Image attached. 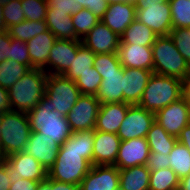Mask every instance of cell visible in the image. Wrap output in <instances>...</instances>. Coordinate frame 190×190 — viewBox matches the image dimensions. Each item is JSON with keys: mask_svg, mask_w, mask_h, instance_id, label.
<instances>
[{"mask_svg": "<svg viewBox=\"0 0 190 190\" xmlns=\"http://www.w3.org/2000/svg\"><path fill=\"white\" fill-rule=\"evenodd\" d=\"M94 133L95 129L73 132L59 147L48 178L80 185L93 165Z\"/></svg>", "mask_w": 190, "mask_h": 190, "instance_id": "1", "label": "cell"}, {"mask_svg": "<svg viewBox=\"0 0 190 190\" xmlns=\"http://www.w3.org/2000/svg\"><path fill=\"white\" fill-rule=\"evenodd\" d=\"M185 86L179 78L153 73L137 105L155 114L182 98Z\"/></svg>", "mask_w": 190, "mask_h": 190, "instance_id": "2", "label": "cell"}, {"mask_svg": "<svg viewBox=\"0 0 190 190\" xmlns=\"http://www.w3.org/2000/svg\"><path fill=\"white\" fill-rule=\"evenodd\" d=\"M48 74L42 69H31L8 89L11 109L28 113L45 94Z\"/></svg>", "mask_w": 190, "mask_h": 190, "instance_id": "3", "label": "cell"}, {"mask_svg": "<svg viewBox=\"0 0 190 190\" xmlns=\"http://www.w3.org/2000/svg\"><path fill=\"white\" fill-rule=\"evenodd\" d=\"M31 131H38L61 146L73 133L66 119L52 110L50 100L44 95L38 105L27 113Z\"/></svg>", "mask_w": 190, "mask_h": 190, "instance_id": "4", "label": "cell"}, {"mask_svg": "<svg viewBox=\"0 0 190 190\" xmlns=\"http://www.w3.org/2000/svg\"><path fill=\"white\" fill-rule=\"evenodd\" d=\"M153 73L176 77L187 83L188 63L178 52L170 35L158 36L152 45Z\"/></svg>", "mask_w": 190, "mask_h": 190, "instance_id": "5", "label": "cell"}, {"mask_svg": "<svg viewBox=\"0 0 190 190\" xmlns=\"http://www.w3.org/2000/svg\"><path fill=\"white\" fill-rule=\"evenodd\" d=\"M31 134L27 113L7 111L3 113L0 148L5 157L24 151Z\"/></svg>", "mask_w": 190, "mask_h": 190, "instance_id": "6", "label": "cell"}, {"mask_svg": "<svg viewBox=\"0 0 190 190\" xmlns=\"http://www.w3.org/2000/svg\"><path fill=\"white\" fill-rule=\"evenodd\" d=\"M44 95L50 100L52 110L66 117L81 93L75 81L63 75L48 74Z\"/></svg>", "mask_w": 190, "mask_h": 190, "instance_id": "7", "label": "cell"}, {"mask_svg": "<svg viewBox=\"0 0 190 190\" xmlns=\"http://www.w3.org/2000/svg\"><path fill=\"white\" fill-rule=\"evenodd\" d=\"M100 105L95 95L81 94L66 116L71 130L76 132L95 129Z\"/></svg>", "mask_w": 190, "mask_h": 190, "instance_id": "8", "label": "cell"}, {"mask_svg": "<svg viewBox=\"0 0 190 190\" xmlns=\"http://www.w3.org/2000/svg\"><path fill=\"white\" fill-rule=\"evenodd\" d=\"M155 122V114L135 104L128 107L125 119L117 132L121 141L134 138H146L148 131Z\"/></svg>", "mask_w": 190, "mask_h": 190, "instance_id": "9", "label": "cell"}, {"mask_svg": "<svg viewBox=\"0 0 190 190\" xmlns=\"http://www.w3.org/2000/svg\"><path fill=\"white\" fill-rule=\"evenodd\" d=\"M11 183L22 179L42 181L48 177V171L31 155L22 151L6 157Z\"/></svg>", "mask_w": 190, "mask_h": 190, "instance_id": "10", "label": "cell"}, {"mask_svg": "<svg viewBox=\"0 0 190 190\" xmlns=\"http://www.w3.org/2000/svg\"><path fill=\"white\" fill-rule=\"evenodd\" d=\"M155 121L170 135L178 137L190 124L188 105L184 97L155 113Z\"/></svg>", "mask_w": 190, "mask_h": 190, "instance_id": "11", "label": "cell"}, {"mask_svg": "<svg viewBox=\"0 0 190 190\" xmlns=\"http://www.w3.org/2000/svg\"><path fill=\"white\" fill-rule=\"evenodd\" d=\"M81 40L56 39L48 56L47 74L62 75L76 58Z\"/></svg>", "mask_w": 190, "mask_h": 190, "instance_id": "12", "label": "cell"}, {"mask_svg": "<svg viewBox=\"0 0 190 190\" xmlns=\"http://www.w3.org/2000/svg\"><path fill=\"white\" fill-rule=\"evenodd\" d=\"M150 149L146 138H134L121 141L116 157V166L119 170L146 165Z\"/></svg>", "mask_w": 190, "mask_h": 190, "instance_id": "13", "label": "cell"}, {"mask_svg": "<svg viewBox=\"0 0 190 190\" xmlns=\"http://www.w3.org/2000/svg\"><path fill=\"white\" fill-rule=\"evenodd\" d=\"M119 169L114 165H92L80 183V190H118Z\"/></svg>", "mask_w": 190, "mask_h": 190, "instance_id": "14", "label": "cell"}, {"mask_svg": "<svg viewBox=\"0 0 190 190\" xmlns=\"http://www.w3.org/2000/svg\"><path fill=\"white\" fill-rule=\"evenodd\" d=\"M136 19L154 31L157 36L169 35L172 30L169 1L160 6H145V9H136Z\"/></svg>", "mask_w": 190, "mask_h": 190, "instance_id": "15", "label": "cell"}, {"mask_svg": "<svg viewBox=\"0 0 190 190\" xmlns=\"http://www.w3.org/2000/svg\"><path fill=\"white\" fill-rule=\"evenodd\" d=\"M81 41L95 54H110L117 53L120 36L109 29L102 21H99Z\"/></svg>", "mask_w": 190, "mask_h": 190, "instance_id": "16", "label": "cell"}, {"mask_svg": "<svg viewBox=\"0 0 190 190\" xmlns=\"http://www.w3.org/2000/svg\"><path fill=\"white\" fill-rule=\"evenodd\" d=\"M59 145L38 131H31L24 152L33 156L47 171L55 163Z\"/></svg>", "mask_w": 190, "mask_h": 190, "instance_id": "17", "label": "cell"}, {"mask_svg": "<svg viewBox=\"0 0 190 190\" xmlns=\"http://www.w3.org/2000/svg\"><path fill=\"white\" fill-rule=\"evenodd\" d=\"M152 74L145 69L123 67V102L138 104Z\"/></svg>", "mask_w": 190, "mask_h": 190, "instance_id": "18", "label": "cell"}, {"mask_svg": "<svg viewBox=\"0 0 190 190\" xmlns=\"http://www.w3.org/2000/svg\"><path fill=\"white\" fill-rule=\"evenodd\" d=\"M136 19L134 2L112 3L108 5L101 21L118 36Z\"/></svg>", "mask_w": 190, "mask_h": 190, "instance_id": "19", "label": "cell"}, {"mask_svg": "<svg viewBox=\"0 0 190 190\" xmlns=\"http://www.w3.org/2000/svg\"><path fill=\"white\" fill-rule=\"evenodd\" d=\"M120 143L117 134L95 130L93 165H114Z\"/></svg>", "mask_w": 190, "mask_h": 190, "instance_id": "20", "label": "cell"}, {"mask_svg": "<svg viewBox=\"0 0 190 190\" xmlns=\"http://www.w3.org/2000/svg\"><path fill=\"white\" fill-rule=\"evenodd\" d=\"M117 54L123 67L140 68L153 72L152 46L120 44Z\"/></svg>", "mask_w": 190, "mask_h": 190, "instance_id": "21", "label": "cell"}, {"mask_svg": "<svg viewBox=\"0 0 190 190\" xmlns=\"http://www.w3.org/2000/svg\"><path fill=\"white\" fill-rule=\"evenodd\" d=\"M130 105L124 102L101 104L95 130L117 134Z\"/></svg>", "mask_w": 190, "mask_h": 190, "instance_id": "22", "label": "cell"}, {"mask_svg": "<svg viewBox=\"0 0 190 190\" xmlns=\"http://www.w3.org/2000/svg\"><path fill=\"white\" fill-rule=\"evenodd\" d=\"M55 41L56 37L47 30L26 42L32 69H42L47 73L48 56Z\"/></svg>", "mask_w": 190, "mask_h": 190, "instance_id": "23", "label": "cell"}, {"mask_svg": "<svg viewBox=\"0 0 190 190\" xmlns=\"http://www.w3.org/2000/svg\"><path fill=\"white\" fill-rule=\"evenodd\" d=\"M123 67L118 72L103 74L96 99L101 103L123 102Z\"/></svg>", "mask_w": 190, "mask_h": 190, "instance_id": "24", "label": "cell"}, {"mask_svg": "<svg viewBox=\"0 0 190 190\" xmlns=\"http://www.w3.org/2000/svg\"><path fill=\"white\" fill-rule=\"evenodd\" d=\"M150 170L146 165L119 170L120 190H149Z\"/></svg>", "mask_w": 190, "mask_h": 190, "instance_id": "25", "label": "cell"}, {"mask_svg": "<svg viewBox=\"0 0 190 190\" xmlns=\"http://www.w3.org/2000/svg\"><path fill=\"white\" fill-rule=\"evenodd\" d=\"M45 22L48 30L56 37V39L77 40L71 15L52 12L50 9H47Z\"/></svg>", "mask_w": 190, "mask_h": 190, "instance_id": "26", "label": "cell"}, {"mask_svg": "<svg viewBox=\"0 0 190 190\" xmlns=\"http://www.w3.org/2000/svg\"><path fill=\"white\" fill-rule=\"evenodd\" d=\"M157 37L154 31L135 19L120 36V44L152 46Z\"/></svg>", "mask_w": 190, "mask_h": 190, "instance_id": "27", "label": "cell"}, {"mask_svg": "<svg viewBox=\"0 0 190 190\" xmlns=\"http://www.w3.org/2000/svg\"><path fill=\"white\" fill-rule=\"evenodd\" d=\"M150 152L169 155L174 148L177 137L168 134L156 121L146 136Z\"/></svg>", "mask_w": 190, "mask_h": 190, "instance_id": "28", "label": "cell"}, {"mask_svg": "<svg viewBox=\"0 0 190 190\" xmlns=\"http://www.w3.org/2000/svg\"><path fill=\"white\" fill-rule=\"evenodd\" d=\"M95 56L96 54L91 49L81 43L77 48L76 58L73 59L70 67L62 75L72 81L77 80L82 73L94 66Z\"/></svg>", "mask_w": 190, "mask_h": 190, "instance_id": "29", "label": "cell"}, {"mask_svg": "<svg viewBox=\"0 0 190 190\" xmlns=\"http://www.w3.org/2000/svg\"><path fill=\"white\" fill-rule=\"evenodd\" d=\"M48 27L45 21L24 20L19 24L7 28L9 36L13 39H19L27 42L35 36L47 31Z\"/></svg>", "mask_w": 190, "mask_h": 190, "instance_id": "30", "label": "cell"}, {"mask_svg": "<svg viewBox=\"0 0 190 190\" xmlns=\"http://www.w3.org/2000/svg\"><path fill=\"white\" fill-rule=\"evenodd\" d=\"M30 70L29 66L6 59L0 65V86L8 90Z\"/></svg>", "mask_w": 190, "mask_h": 190, "instance_id": "31", "label": "cell"}, {"mask_svg": "<svg viewBox=\"0 0 190 190\" xmlns=\"http://www.w3.org/2000/svg\"><path fill=\"white\" fill-rule=\"evenodd\" d=\"M169 159L170 168L180 180L190 174V152L179 141L176 142L171 150Z\"/></svg>", "mask_w": 190, "mask_h": 190, "instance_id": "32", "label": "cell"}, {"mask_svg": "<svg viewBox=\"0 0 190 190\" xmlns=\"http://www.w3.org/2000/svg\"><path fill=\"white\" fill-rule=\"evenodd\" d=\"M180 179L169 167L150 172L149 190H178Z\"/></svg>", "mask_w": 190, "mask_h": 190, "instance_id": "33", "label": "cell"}, {"mask_svg": "<svg viewBox=\"0 0 190 190\" xmlns=\"http://www.w3.org/2000/svg\"><path fill=\"white\" fill-rule=\"evenodd\" d=\"M71 20L77 35V40L85 38L88 32L101 21L88 9H81L77 13L71 15Z\"/></svg>", "mask_w": 190, "mask_h": 190, "instance_id": "34", "label": "cell"}, {"mask_svg": "<svg viewBox=\"0 0 190 190\" xmlns=\"http://www.w3.org/2000/svg\"><path fill=\"white\" fill-rule=\"evenodd\" d=\"M172 29L190 28V0H169Z\"/></svg>", "mask_w": 190, "mask_h": 190, "instance_id": "35", "label": "cell"}, {"mask_svg": "<svg viewBox=\"0 0 190 190\" xmlns=\"http://www.w3.org/2000/svg\"><path fill=\"white\" fill-rule=\"evenodd\" d=\"M102 82V77L94 68H90V70L82 73L81 76L77 80H75V84L80 90L81 94L87 95H96L100 84Z\"/></svg>", "mask_w": 190, "mask_h": 190, "instance_id": "36", "label": "cell"}, {"mask_svg": "<svg viewBox=\"0 0 190 190\" xmlns=\"http://www.w3.org/2000/svg\"><path fill=\"white\" fill-rule=\"evenodd\" d=\"M21 4L26 20L45 21L48 9L46 0H21Z\"/></svg>", "mask_w": 190, "mask_h": 190, "instance_id": "37", "label": "cell"}, {"mask_svg": "<svg viewBox=\"0 0 190 190\" xmlns=\"http://www.w3.org/2000/svg\"><path fill=\"white\" fill-rule=\"evenodd\" d=\"M117 53L96 54L94 58V68L103 78V74L118 72L122 68Z\"/></svg>", "mask_w": 190, "mask_h": 190, "instance_id": "38", "label": "cell"}, {"mask_svg": "<svg viewBox=\"0 0 190 190\" xmlns=\"http://www.w3.org/2000/svg\"><path fill=\"white\" fill-rule=\"evenodd\" d=\"M3 18L6 28L26 20L22 10L21 0H4Z\"/></svg>", "mask_w": 190, "mask_h": 190, "instance_id": "39", "label": "cell"}, {"mask_svg": "<svg viewBox=\"0 0 190 190\" xmlns=\"http://www.w3.org/2000/svg\"><path fill=\"white\" fill-rule=\"evenodd\" d=\"M178 52L190 63V28H175L169 33Z\"/></svg>", "mask_w": 190, "mask_h": 190, "instance_id": "40", "label": "cell"}, {"mask_svg": "<svg viewBox=\"0 0 190 190\" xmlns=\"http://www.w3.org/2000/svg\"><path fill=\"white\" fill-rule=\"evenodd\" d=\"M9 51V59L29 66L32 69L27 43L19 39L11 38V46Z\"/></svg>", "mask_w": 190, "mask_h": 190, "instance_id": "41", "label": "cell"}, {"mask_svg": "<svg viewBox=\"0 0 190 190\" xmlns=\"http://www.w3.org/2000/svg\"><path fill=\"white\" fill-rule=\"evenodd\" d=\"M77 3V8L88 9L90 10L97 18L100 20L103 18L104 13L108 9V1L107 0H75Z\"/></svg>", "mask_w": 190, "mask_h": 190, "instance_id": "42", "label": "cell"}, {"mask_svg": "<svg viewBox=\"0 0 190 190\" xmlns=\"http://www.w3.org/2000/svg\"><path fill=\"white\" fill-rule=\"evenodd\" d=\"M47 7L52 12L73 15L80 11L75 0H46Z\"/></svg>", "mask_w": 190, "mask_h": 190, "instance_id": "43", "label": "cell"}, {"mask_svg": "<svg viewBox=\"0 0 190 190\" xmlns=\"http://www.w3.org/2000/svg\"><path fill=\"white\" fill-rule=\"evenodd\" d=\"M169 160V155L150 152L146 166L150 171L166 169L170 167Z\"/></svg>", "mask_w": 190, "mask_h": 190, "instance_id": "44", "label": "cell"}, {"mask_svg": "<svg viewBox=\"0 0 190 190\" xmlns=\"http://www.w3.org/2000/svg\"><path fill=\"white\" fill-rule=\"evenodd\" d=\"M11 46V37L8 31L0 32V63L9 59V51Z\"/></svg>", "mask_w": 190, "mask_h": 190, "instance_id": "45", "label": "cell"}, {"mask_svg": "<svg viewBox=\"0 0 190 190\" xmlns=\"http://www.w3.org/2000/svg\"><path fill=\"white\" fill-rule=\"evenodd\" d=\"M39 181H33L30 179L18 180L15 183H11L9 190H36Z\"/></svg>", "mask_w": 190, "mask_h": 190, "instance_id": "46", "label": "cell"}, {"mask_svg": "<svg viewBox=\"0 0 190 190\" xmlns=\"http://www.w3.org/2000/svg\"><path fill=\"white\" fill-rule=\"evenodd\" d=\"M11 180L5 163L0 166V190H9Z\"/></svg>", "mask_w": 190, "mask_h": 190, "instance_id": "47", "label": "cell"}, {"mask_svg": "<svg viewBox=\"0 0 190 190\" xmlns=\"http://www.w3.org/2000/svg\"><path fill=\"white\" fill-rule=\"evenodd\" d=\"M11 110L8 90L0 86V112L5 113Z\"/></svg>", "mask_w": 190, "mask_h": 190, "instance_id": "48", "label": "cell"}, {"mask_svg": "<svg viewBox=\"0 0 190 190\" xmlns=\"http://www.w3.org/2000/svg\"><path fill=\"white\" fill-rule=\"evenodd\" d=\"M51 190H80V185L59 182L51 179Z\"/></svg>", "mask_w": 190, "mask_h": 190, "instance_id": "49", "label": "cell"}, {"mask_svg": "<svg viewBox=\"0 0 190 190\" xmlns=\"http://www.w3.org/2000/svg\"><path fill=\"white\" fill-rule=\"evenodd\" d=\"M177 141L183 144L190 152V124L184 127L177 137Z\"/></svg>", "mask_w": 190, "mask_h": 190, "instance_id": "50", "label": "cell"}, {"mask_svg": "<svg viewBox=\"0 0 190 190\" xmlns=\"http://www.w3.org/2000/svg\"><path fill=\"white\" fill-rule=\"evenodd\" d=\"M169 0H135L136 9H145V6L162 5Z\"/></svg>", "mask_w": 190, "mask_h": 190, "instance_id": "51", "label": "cell"}, {"mask_svg": "<svg viewBox=\"0 0 190 190\" xmlns=\"http://www.w3.org/2000/svg\"><path fill=\"white\" fill-rule=\"evenodd\" d=\"M36 190H51V179L47 177L45 180L39 181Z\"/></svg>", "mask_w": 190, "mask_h": 190, "instance_id": "52", "label": "cell"}, {"mask_svg": "<svg viewBox=\"0 0 190 190\" xmlns=\"http://www.w3.org/2000/svg\"><path fill=\"white\" fill-rule=\"evenodd\" d=\"M178 190H190V174L180 180Z\"/></svg>", "mask_w": 190, "mask_h": 190, "instance_id": "53", "label": "cell"}, {"mask_svg": "<svg viewBox=\"0 0 190 190\" xmlns=\"http://www.w3.org/2000/svg\"><path fill=\"white\" fill-rule=\"evenodd\" d=\"M3 4H4V0H0V32H4L7 30L6 25L4 23V18H3Z\"/></svg>", "mask_w": 190, "mask_h": 190, "instance_id": "54", "label": "cell"}, {"mask_svg": "<svg viewBox=\"0 0 190 190\" xmlns=\"http://www.w3.org/2000/svg\"><path fill=\"white\" fill-rule=\"evenodd\" d=\"M183 97L185 98L187 105H188V110H189V117H190V87L185 86L184 92H183Z\"/></svg>", "mask_w": 190, "mask_h": 190, "instance_id": "55", "label": "cell"}, {"mask_svg": "<svg viewBox=\"0 0 190 190\" xmlns=\"http://www.w3.org/2000/svg\"><path fill=\"white\" fill-rule=\"evenodd\" d=\"M5 160H6V157H5L2 149L0 148V166L5 163Z\"/></svg>", "mask_w": 190, "mask_h": 190, "instance_id": "56", "label": "cell"}, {"mask_svg": "<svg viewBox=\"0 0 190 190\" xmlns=\"http://www.w3.org/2000/svg\"><path fill=\"white\" fill-rule=\"evenodd\" d=\"M187 86H190V63L188 64V72H187Z\"/></svg>", "mask_w": 190, "mask_h": 190, "instance_id": "57", "label": "cell"}, {"mask_svg": "<svg viewBox=\"0 0 190 190\" xmlns=\"http://www.w3.org/2000/svg\"><path fill=\"white\" fill-rule=\"evenodd\" d=\"M107 1L109 4L128 2V0H107Z\"/></svg>", "mask_w": 190, "mask_h": 190, "instance_id": "58", "label": "cell"}, {"mask_svg": "<svg viewBox=\"0 0 190 190\" xmlns=\"http://www.w3.org/2000/svg\"><path fill=\"white\" fill-rule=\"evenodd\" d=\"M3 113L0 112V133L2 130Z\"/></svg>", "mask_w": 190, "mask_h": 190, "instance_id": "59", "label": "cell"}]
</instances>
